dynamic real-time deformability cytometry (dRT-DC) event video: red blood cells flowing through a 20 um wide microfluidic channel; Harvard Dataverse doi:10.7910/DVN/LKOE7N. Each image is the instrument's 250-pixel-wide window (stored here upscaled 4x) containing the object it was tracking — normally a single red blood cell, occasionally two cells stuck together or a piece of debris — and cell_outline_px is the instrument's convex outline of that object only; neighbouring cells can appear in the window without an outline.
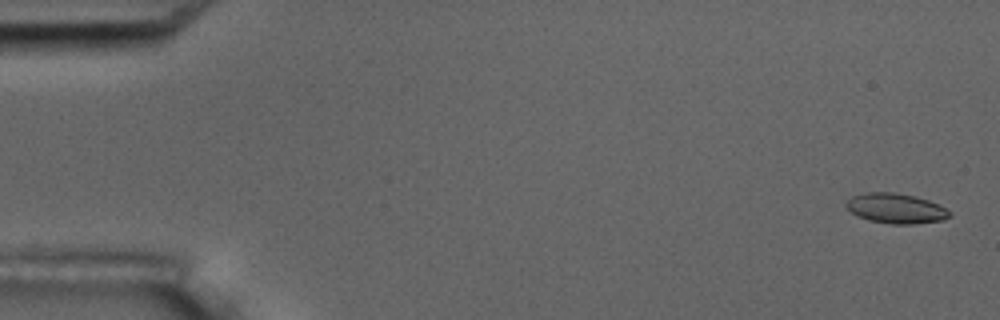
{"species": "common noctule bat (a hibernating species)", "species_latin": "Nyctalus noctula", "temperature_condition": "room temperature", "stored_images_in_passage": 15, "camera_frame_rate_fps": 3000, "um_per_image_px": 0.085, "animal": {"sex": "male", "body_mass_g": 17.5, "forearm_length_mm": 52.3}, "frame": {"image": 1, "passage_image": 1, "time_ms": 0.0, "image_size_px": [1000, 320], "cell_outline_px": [[952, 212], [944, 220], [912, 224], [892, 224], [868, 220], [852, 212], [844, 204], [852, 196], [868, 192], [892, 192], [916, 196], [928, 200]], "centroid_in_image_um": [76.15, 17.71], "position_along_channel_um": 8.9, "area_um2": 17.86}}
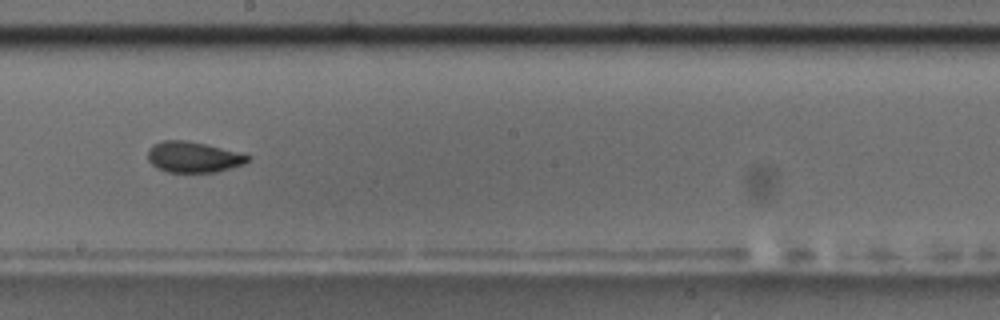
{"frame": {"image": 2, "passage_image": 9, "time_ms": 10.0, "image_size_px": [1000, 320], "cell_outline_px": [[252, 156], [244, 164], [216, 172], [168, 172], [152, 164], [148, 160], [148, 148], [152, 144], [164, 140], [188, 140]], "centroid_in_image_um": [16.4, 13.34], "position_along_channel_um": 231.8, "area_um2": 17.74}, "authors_computed_cell_mechanics": {"area_um2": 18.0914, "velocity_mm_per_s": 3.6119, "shape_relaxation_time_tau1_ms": 5.1279, "shape_relaxation_time_tau2_ms": null, "deformation_change_tau1": 0.1107, "deformation_change_tau2": null}}